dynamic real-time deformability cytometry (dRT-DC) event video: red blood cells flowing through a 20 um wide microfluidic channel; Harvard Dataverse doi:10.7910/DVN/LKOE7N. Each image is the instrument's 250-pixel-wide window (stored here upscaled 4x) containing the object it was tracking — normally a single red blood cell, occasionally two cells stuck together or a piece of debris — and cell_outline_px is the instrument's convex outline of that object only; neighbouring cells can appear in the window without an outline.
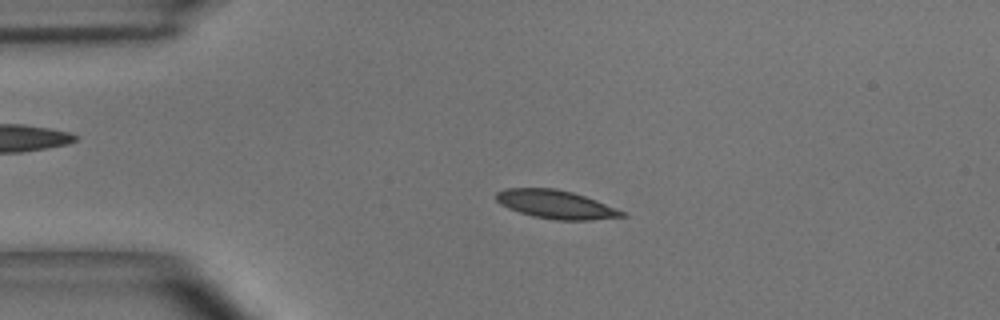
{"species": "common noctule bat (a hibernating species)", "species_latin": "Nyctalus noctula", "temperature_condition": "room temperature", "stored_images_in_passage": 49, "camera_frame_rate_fps": 3000, "um_per_image_px": 0.085, "animal": {"sex": "male", "body_mass_g": 15.6}, "frame": {"image": 1, "passage_image": 6, "time_ms": 1.667, "image_size_px": [1000, 320], "cell_outline_px": [[628, 216], [592, 220], [556, 220], [532, 216], [508, 208], [500, 204], [496, 200], [496, 192], [504, 188], [556, 188], [572, 192], [596, 200], [624, 212]], "centroid_in_image_um": [47.22, 17.37], "position_along_channel_um": 37.8, "area_um2": 20.81}}
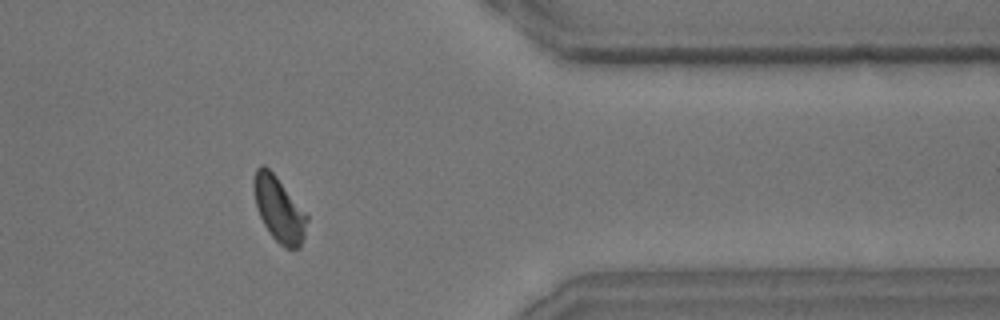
{"frame": {"image": 2, "passage_image": 39, "time_ms": 12.667, "image_size_px": [1000, 320], "cell_outline_px": [[308, 220], [304, 236], [300, 248], [284, 248], [272, 236], [264, 224], [260, 216], [256, 204], [256, 168], [260, 164], [264, 164], [276, 176], [308, 216]], "centroid_in_image_um": [23.76, 17.83], "position_along_channel_um": 387.6, "area_um2": 19.36}}
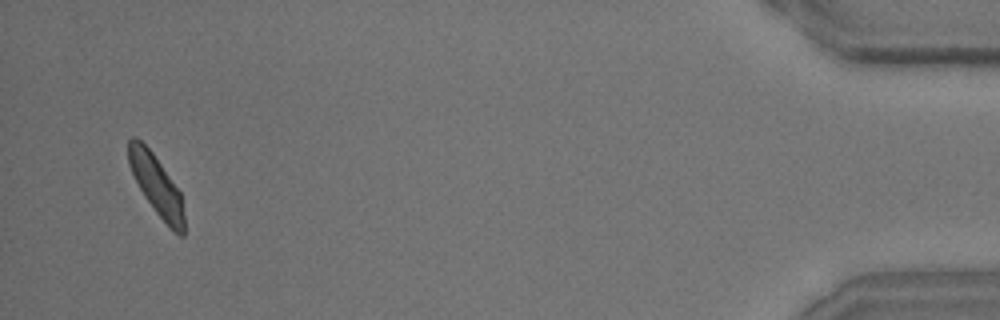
{"frame": {"image": 3, "passage_image": 47, "time_ms": 15.333, "image_size_px": [1000, 320], "cell_outline_px": [[184, 236], [180, 236], [156, 212], [144, 196], [128, 164], [128, 140], [132, 136], [136, 136], [152, 152], [180, 192], [184, 216]], "centroid_in_image_um": [13.27, 15.7], "position_along_channel_um": 421.9, "area_um2": 18.9}, "authors_computed_cell_mechanics": {"area_um2": 20.3456, "velocity_mm_per_s": 3.619, "shape_relaxation_time_tau1_ms": 3.5884, "shape_relaxation_time_tau2_ms": 2.4612, "deformation_change_tau1": 0.115, "deformation_change_tau2": 0.0794}}